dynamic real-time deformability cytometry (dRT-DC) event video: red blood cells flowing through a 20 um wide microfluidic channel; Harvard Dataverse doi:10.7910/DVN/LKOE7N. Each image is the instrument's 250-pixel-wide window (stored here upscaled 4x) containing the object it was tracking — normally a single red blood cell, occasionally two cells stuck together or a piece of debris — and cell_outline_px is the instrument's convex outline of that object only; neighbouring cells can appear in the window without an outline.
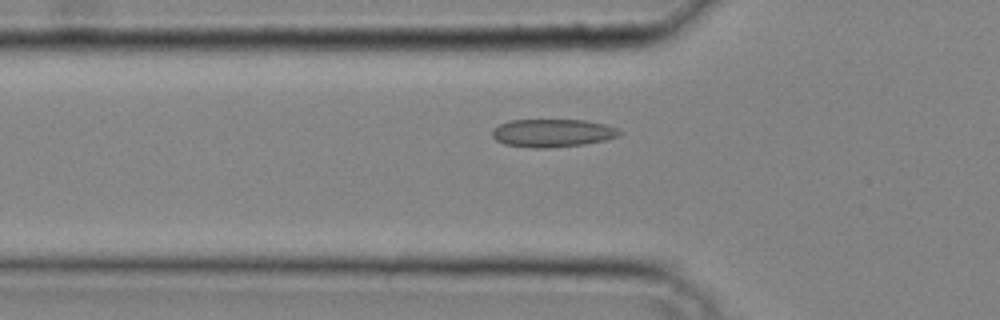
{"species": "common noctule bat (a hibernating species)", "species_latin": "Nyctalus noctula", "temperature_condition": "cold", "stored_images_in_passage": 37, "camera_frame_rate_fps": 3000, "um_per_image_px": 0.085, "animal": {"sex": "male", "body_mass_g": 20.4}, "frame": {"image": 1, "passage_image": 14, "time_ms": 4.333, "image_size_px": [1000, 320], "cell_outline_px": [[620, 136], [604, 140], [584, 144], [548, 148], [532, 148], [504, 144], [496, 140], [492, 136], [492, 132], [500, 124], [512, 120], [584, 120], [604, 124], [616, 128], [620, 132]], "centroid_in_image_um": [46.95, 11.31], "position_along_channel_um": 78.8, "area_um2": 20.58}}
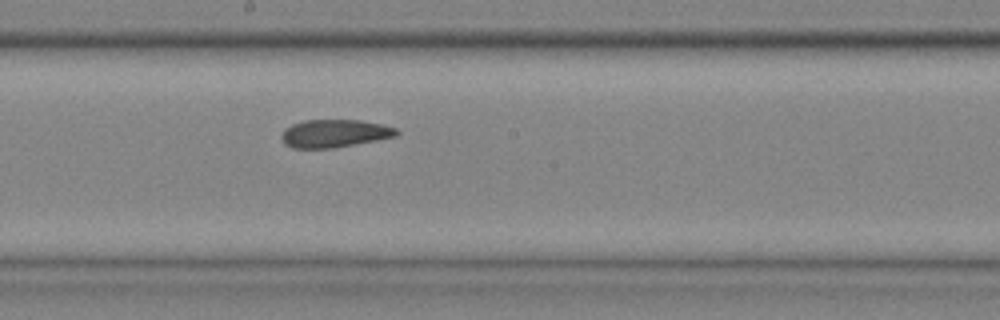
{"frame": {"image": 2, "passage_image": 23, "time_ms": 7.333, "image_size_px": [1000, 320], "cell_outline_px": [[400, 132], [396, 136], [376, 140], [332, 148], [292, 148], [284, 144], [280, 136], [284, 128], [292, 124], [304, 120], [360, 120], [380, 124], [396, 128]], "centroid_in_image_um": [28.39, 11.34], "position_along_channel_um": 219.8, "area_um2": 18.67}}
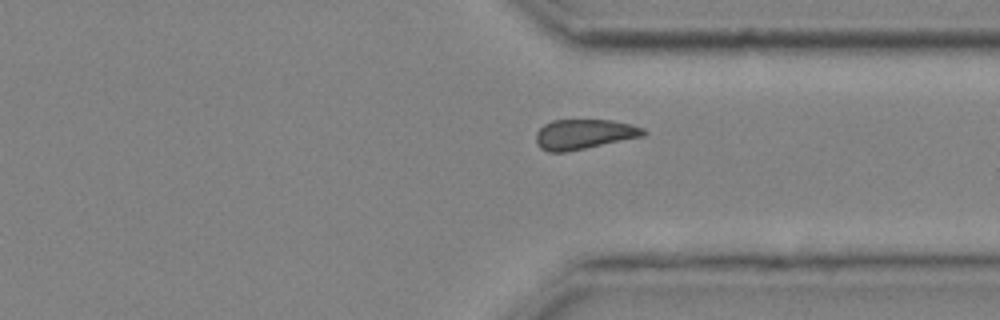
{"frame": {"image": 3, "passage_image": 32, "time_ms": 10.333, "image_size_px": [1000, 320], "cell_outline_px": [[648, 132], [644, 136], [564, 152], [548, 152], [540, 148], [536, 144], [536, 132], [544, 124], [552, 120], [612, 120], [644, 128]], "centroid_in_image_um": [49.62, 11.4], "position_along_channel_um": 361.8, "area_um2": 18.67}}